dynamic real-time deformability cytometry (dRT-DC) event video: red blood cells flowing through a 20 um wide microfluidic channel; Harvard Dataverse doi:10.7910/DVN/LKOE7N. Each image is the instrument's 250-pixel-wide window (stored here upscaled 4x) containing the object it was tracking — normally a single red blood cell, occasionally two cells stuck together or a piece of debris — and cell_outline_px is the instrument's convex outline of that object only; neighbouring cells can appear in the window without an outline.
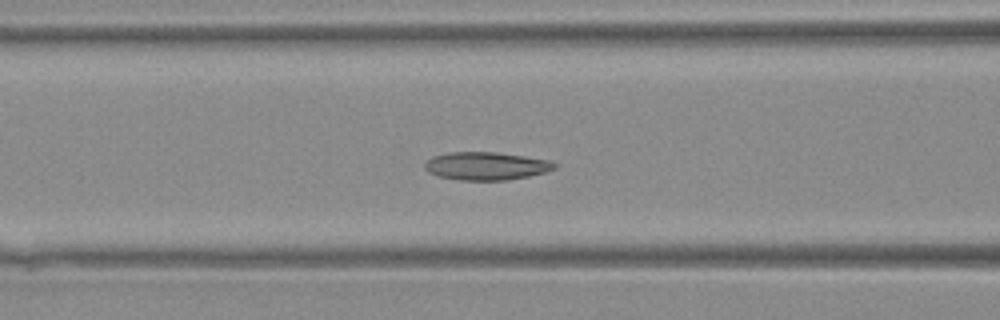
{"species": "Egyptian fruit bat (a non-hibernating species)", "species_latin": "Rousettus aegyptiacus", "temperature_condition": "warm", "stored_images_in_passage": 42, "camera_frame_rate_fps": 3000, "um_per_image_px": 0.085, "animal": {"sex": "female"}, "frame": {"image": 1, "passage_image": 17, "time_ms": 5.333, "image_size_px": [1000, 320], "cell_outline_px": [[556, 168], [544, 172], [528, 176], [508, 180], [460, 180], [436, 176], [428, 172], [424, 168], [424, 164], [432, 156], [448, 152], [496, 152], [524, 156], [548, 160], [556, 164]], "centroid_in_image_um": [41.28, 14.11], "position_along_channel_um": 125.3, "area_um2": 21.15}}
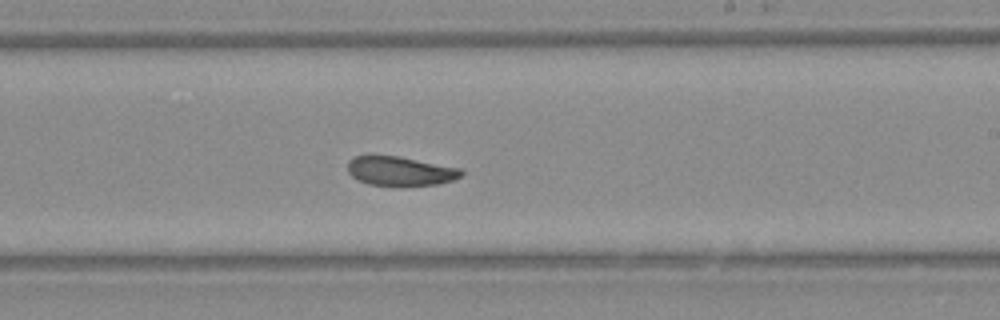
{"frame": {"image": 2, "passage_image": 25, "time_ms": 8.0, "image_size_px": [1000, 320], "cell_outline_px": [[464, 172], [460, 176], [452, 180], [440, 184], [404, 188], [400, 188], [368, 184], [352, 176], [348, 172], [348, 160], [352, 156], [396, 156], [460, 168]], "centroid_in_image_um": [34.01, 14.59], "position_along_channel_um": 255.0, "area_um2": 19.77}}
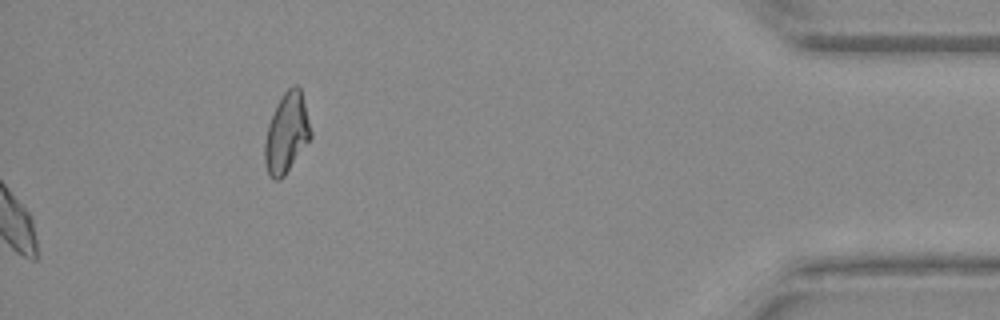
{"frame": {"image": 3, "passage_image": 42, "time_ms": 13.667, "image_size_px": [1000, 320], "cell_outline_px": [[312, 136], [284, 176], [280, 180], [272, 180], [268, 176], [264, 164], [264, 144], [268, 124], [276, 104], [284, 92], [292, 84], [296, 84], [300, 88], [312, 132]], "centroid_in_image_um": [24.33, 11.33], "position_along_channel_um": 410.9, "area_um2": 21.5}}